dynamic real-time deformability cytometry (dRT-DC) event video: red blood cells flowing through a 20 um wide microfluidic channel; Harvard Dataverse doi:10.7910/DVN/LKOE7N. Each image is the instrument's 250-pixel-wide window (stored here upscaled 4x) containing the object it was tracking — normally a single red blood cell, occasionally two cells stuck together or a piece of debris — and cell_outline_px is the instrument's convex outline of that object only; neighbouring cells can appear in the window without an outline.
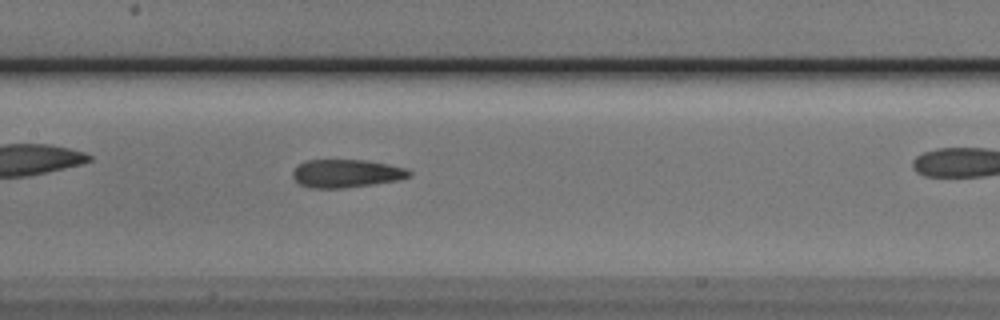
{"species": "Egyptian fruit bat (a non-hibernating species)", "species_latin": "Rousettus aegyptiacus", "temperature_condition": "cold", "stored_images_in_passage": 20, "camera_frame_rate_fps": 3000, "um_per_image_px": 0.085, "animal": {"sex": "male"}, "frame": {"image": 1, "passage_image": 12, "time_ms": 3.667, "image_size_px": [1000, 320], "cell_outline_px": [[412, 176], [400, 180], [344, 188], [312, 188], [300, 184], [292, 176], [292, 172], [300, 164], [308, 160], [364, 160], [388, 164], [408, 168], [412, 172]], "centroid_in_image_um": [29.49, 14.74], "position_along_channel_um": 177.9, "area_um2": 19.07}}